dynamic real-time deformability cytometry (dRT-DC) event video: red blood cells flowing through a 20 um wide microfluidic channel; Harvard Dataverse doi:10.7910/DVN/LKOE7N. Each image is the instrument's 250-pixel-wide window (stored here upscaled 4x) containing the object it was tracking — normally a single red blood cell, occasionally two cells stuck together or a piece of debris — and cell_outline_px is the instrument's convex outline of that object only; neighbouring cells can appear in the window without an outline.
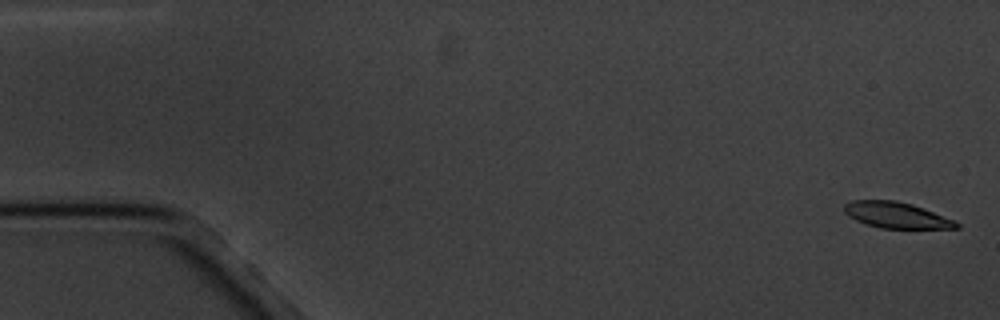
{"species": "common noctule bat (a hibernating species)", "species_latin": "Nyctalus noctula", "temperature_condition": "cold", "stored_images_in_passage": 6, "camera_frame_rate_fps": 3000, "um_per_image_px": 0.085, "animal": {"sex": "male", "body_mass_g": 20.1, "forearm_length_mm": 53.5}, "frame": {"image": 1, "passage_image": 1, "time_ms": 0.0, "image_size_px": [1000, 320], "cell_outline_px": [[960, 228], [880, 228], [856, 220], [848, 216], [844, 212], [844, 204], [852, 200], [896, 200], [912, 204], [924, 208], [956, 220], [960, 224]], "centroid_in_image_um": [76.21, 18.28], "position_along_channel_um": 8.8, "area_um2": 17.05}}
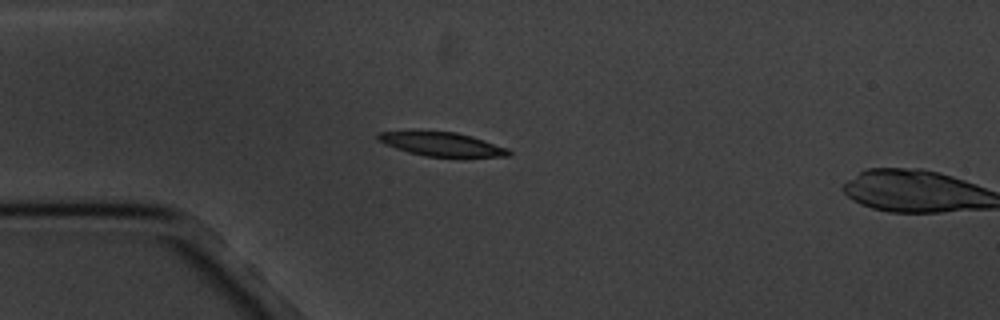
{"frame": {"image": 2, "passage_image": 5, "time_ms": 4.667, "image_size_px": [1000, 320], "cell_outline_px": [[512, 152], [508, 156], [424, 156], [408, 152], [384, 144], [376, 140], [376, 136], [380, 132], [456, 132], [472, 136], [508, 148]], "centroid_in_image_um": [37.55, 12.26], "position_along_channel_um": 47.5, "area_um2": 17.69}}